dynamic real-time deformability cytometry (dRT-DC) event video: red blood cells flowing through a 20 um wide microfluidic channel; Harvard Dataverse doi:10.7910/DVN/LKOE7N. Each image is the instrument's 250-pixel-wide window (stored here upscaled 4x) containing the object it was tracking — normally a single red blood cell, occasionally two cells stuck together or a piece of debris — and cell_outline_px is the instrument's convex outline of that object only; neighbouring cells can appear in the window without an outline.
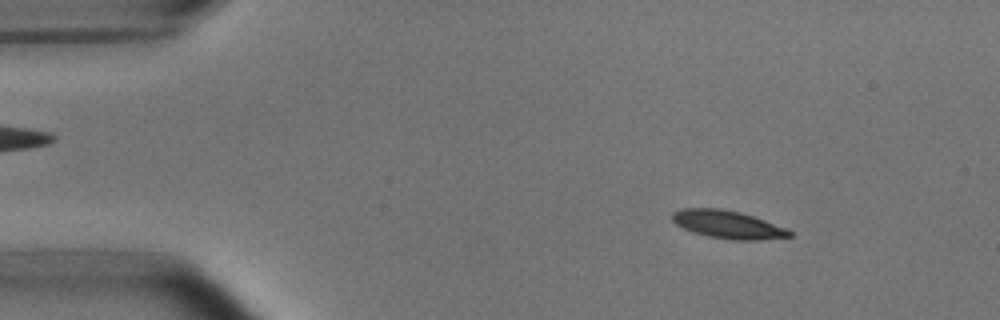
{"species": "common noctule bat (a hibernating species)", "species_latin": "Nyctalus noctula", "temperature_condition": "room temperature", "stored_images_in_passage": 53, "camera_frame_rate_fps": 3000, "um_per_image_px": 0.085, "animal": {"sex": "male", "body_mass_g": 15.6}, "frame": {"image": 1, "passage_image": 7, "time_ms": 2.0, "image_size_px": [1000, 320], "cell_outline_px": [[792, 236], [756, 240], [732, 240], [708, 236], [692, 232], [676, 224], [672, 220], [672, 212], [680, 208], [720, 208], [740, 212], [764, 220], [784, 228], [792, 232]], "centroid_in_image_um": [61.8, 19.07], "position_along_channel_um": 23.2, "area_um2": 18.9}}
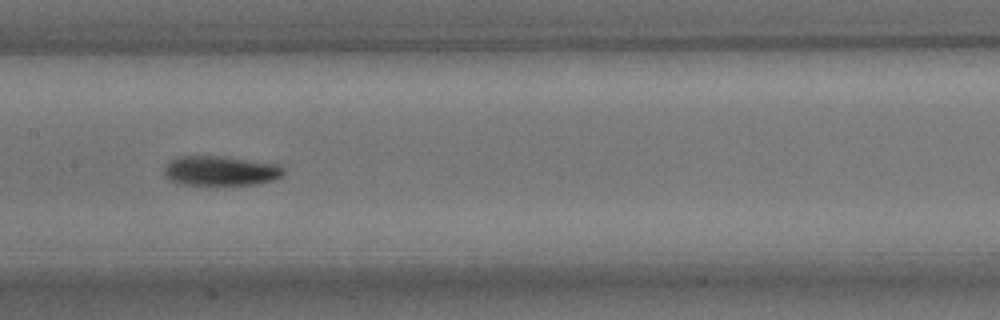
{"frame": {"image": 2, "passage_image": 26, "time_ms": 8.333, "image_size_px": [1000, 320], "cell_outline_px": [[284, 176], [276, 180], [256, 184], [176, 184], [168, 180], [164, 176], [164, 168], [176, 156], [220, 156], [280, 164], [284, 168]], "centroid_in_image_um": [18.77, 14.52], "position_along_channel_um": 188.6, "area_um2": 20.81}}
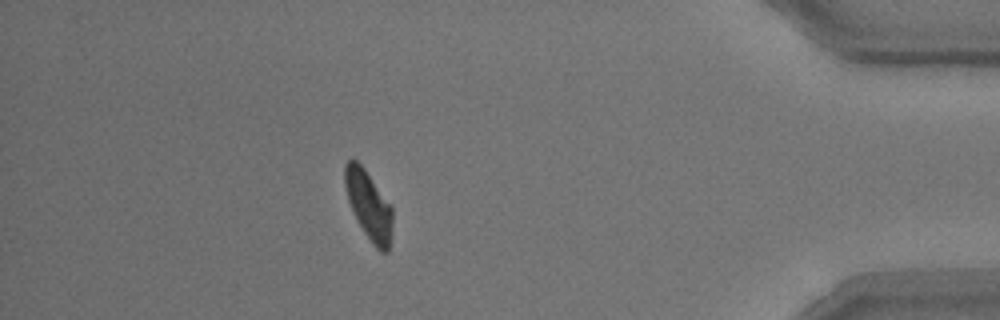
{"frame": {"image": 3, "passage_image": 47, "time_ms": 15.333, "image_size_px": [1000, 320], "cell_outline_px": [[392, 224], [388, 252], [380, 252], [372, 244], [364, 232], [348, 200], [344, 184], [344, 164], [348, 160], [356, 160], [364, 168], [392, 208]], "centroid_in_image_um": [31.33, 17.44], "position_along_channel_um": 403.9, "area_um2": 18.61}, "authors_computed_cell_mechanics": {"area_um2": 19.5942, "velocity_mm_per_s": 3.7351, "shape_relaxation_time_tau1_ms": 3.1945, "shape_relaxation_time_tau2_ms": null, "deformation_change_tau1": 0.1332, "deformation_change_tau2": null}}